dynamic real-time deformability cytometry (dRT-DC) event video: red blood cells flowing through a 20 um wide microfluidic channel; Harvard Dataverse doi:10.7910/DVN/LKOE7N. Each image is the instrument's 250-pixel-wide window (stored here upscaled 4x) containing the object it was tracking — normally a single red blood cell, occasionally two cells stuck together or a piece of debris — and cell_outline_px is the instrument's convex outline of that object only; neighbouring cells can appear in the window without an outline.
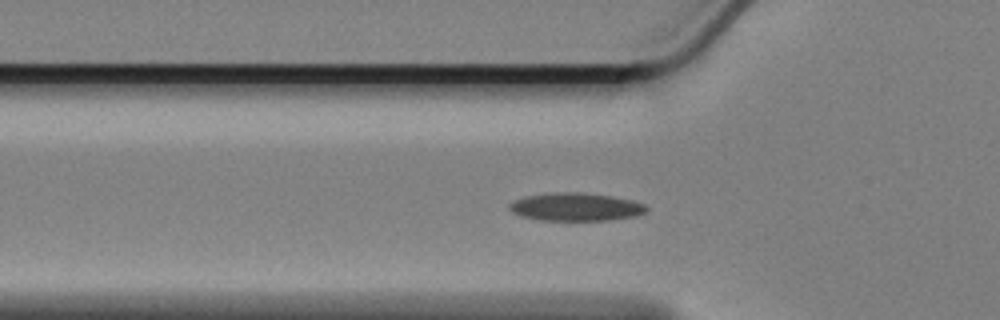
{"species": "Egyptian fruit bat (a non-hibernating species)", "species_latin": "Rousettus aegyptiacus", "temperature_condition": "cold", "stored_images_in_passage": 59, "camera_frame_rate_fps": 3000, "um_per_image_px": 0.085, "animal": {"sex": "female"}, "frame": {"image": 1, "passage_image": 18, "time_ms": 5.667, "image_size_px": [1000, 320], "cell_outline_px": [[648, 212], [636, 216], [612, 220], [536, 220], [520, 216], [512, 212], [508, 208], [508, 204], [512, 200], [524, 196], [556, 192], [576, 192], [612, 196], [632, 200], [644, 204], [648, 208]], "centroid_in_image_um": [48.92, 17.59], "position_along_channel_um": 76.9, "area_um2": 22.66}}
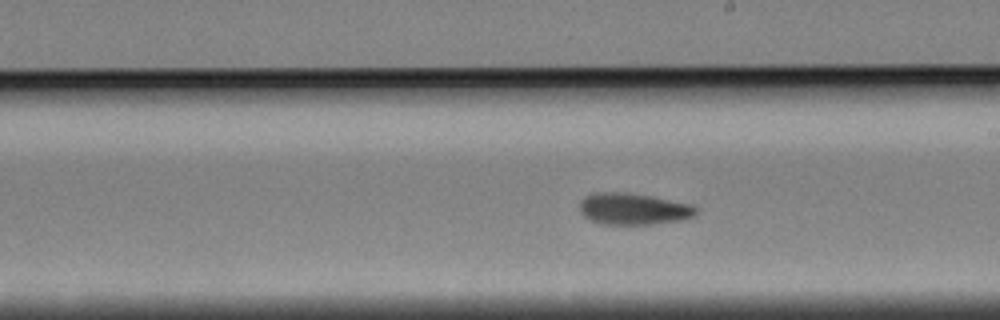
{"frame": {"image": 2, "passage_image": 32, "time_ms": 10.333, "image_size_px": [1000, 320], "cell_outline_px": [[696, 216], [684, 220], [652, 224], [600, 224], [584, 216], [580, 212], [580, 200], [596, 192], [624, 192], [648, 196], [692, 204], [696, 208]], "centroid_in_image_um": [53.85, 17.77], "position_along_channel_um": 235.1, "area_um2": 21.33}}
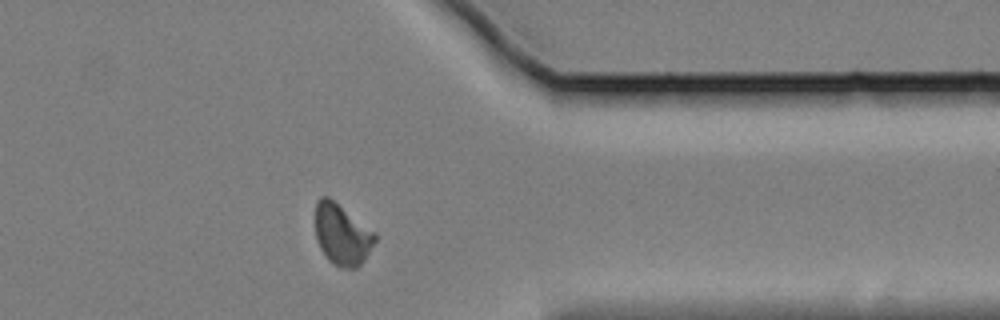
{"frame": {"image": 3, "passage_image": 46, "time_ms": 15.0, "image_size_px": [1000, 320], "cell_outline_px": [[376, 240], [364, 260], [356, 268], [340, 268], [332, 264], [328, 260], [320, 248], [316, 240], [316, 200], [320, 196], [328, 196], [376, 232]], "centroid_in_image_um": [29.06, 19.94], "position_along_channel_um": 382.3, "area_um2": 21.33}, "authors_computed_cell_mechanics": {"area_um2": 21.2126, "velocity_mm_per_s": 3.3722, "shape_relaxation_time_tau1_ms": 7.9658, "shape_relaxation_time_tau2_ms": 3.2401, "deformation_change_tau1": 0.1562, "deformation_change_tau2": 0.0778}}